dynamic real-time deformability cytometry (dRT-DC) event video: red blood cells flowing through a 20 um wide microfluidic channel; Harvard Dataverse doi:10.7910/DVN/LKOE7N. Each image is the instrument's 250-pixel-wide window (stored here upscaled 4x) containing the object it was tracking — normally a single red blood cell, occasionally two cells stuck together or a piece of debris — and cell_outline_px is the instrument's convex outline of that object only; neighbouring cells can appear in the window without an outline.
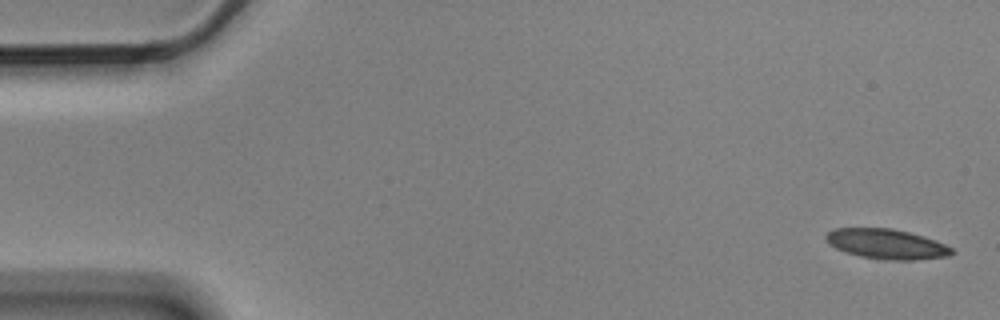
{"species": "Egyptian fruit bat (a non-hibernating species)", "species_latin": "Rousettus aegyptiacus", "temperature_condition": "cold", "stored_images_in_passage": 5, "camera_frame_rate_fps": 3000, "um_per_image_px": 0.085, "animal": {"sex": "male"}, "frame": {"image": 1, "passage_image": 1, "time_ms": 0.0, "image_size_px": [1000, 320], "cell_outline_px": [[956, 252], [948, 256], [916, 260], [896, 260], [860, 256], [844, 252], [828, 244], [824, 236], [828, 232], [836, 228], [892, 228], [924, 236], [936, 240], [952, 248]], "centroid_in_image_um": [75.36, 20.73], "position_along_channel_um": 9.6, "area_um2": 21.96}}
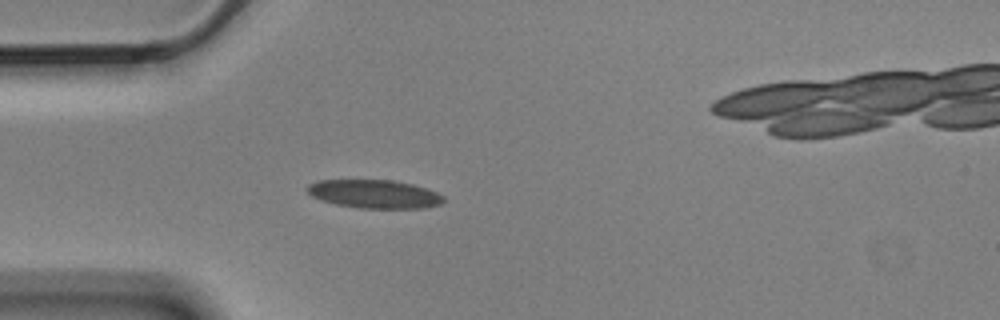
{"frame": {"image": 2, "passage_image": 5, "time_ms": 1.333, "image_size_px": [1000, 320], "cell_outline_px": [[444, 200], [440, 204], [424, 208], [360, 208], [336, 204], [320, 200], [312, 196], [304, 188], [308, 184], [316, 180], [392, 180], [412, 184], [436, 192], [444, 196]], "centroid_in_image_um": [31.78, 16.49], "position_along_channel_um": 53.2, "area_um2": 22.6}}